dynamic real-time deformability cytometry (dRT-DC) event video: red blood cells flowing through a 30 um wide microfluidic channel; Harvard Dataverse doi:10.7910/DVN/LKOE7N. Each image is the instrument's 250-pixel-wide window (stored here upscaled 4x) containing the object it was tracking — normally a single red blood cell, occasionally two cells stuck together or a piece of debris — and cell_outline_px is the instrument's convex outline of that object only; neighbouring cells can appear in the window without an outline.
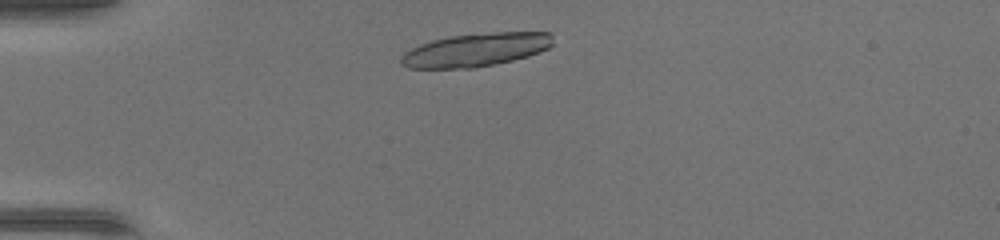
{"species": "common noctule bat (a hibernating species)", "species_latin": "Nyctalus noctula", "temperature_condition": "warm", "stored_images_in_passage": 21, "camera_frame_rate_fps": 3000, "um_per_image_px": 0.085, "animal": {"sex": "female", "body_mass_g": 17.0, "forearm_length_mm": 48.0}, "frame": {"image": 1, "passage_image": 4, "time_ms": 1.0, "image_size_px": [1000, 240], "cell_outline_px": [[552, 44], [548, 48], [540, 52], [528, 56], [496, 64], [476, 68], [408, 68], [400, 64], [400, 56], [404, 52], [420, 44], [432, 40], [452, 36], [492, 32], [552, 32]], "centroid_in_image_um": [40.44, 4.24], "position_along_channel_um": 44.6, "area_um2": 29.59}}